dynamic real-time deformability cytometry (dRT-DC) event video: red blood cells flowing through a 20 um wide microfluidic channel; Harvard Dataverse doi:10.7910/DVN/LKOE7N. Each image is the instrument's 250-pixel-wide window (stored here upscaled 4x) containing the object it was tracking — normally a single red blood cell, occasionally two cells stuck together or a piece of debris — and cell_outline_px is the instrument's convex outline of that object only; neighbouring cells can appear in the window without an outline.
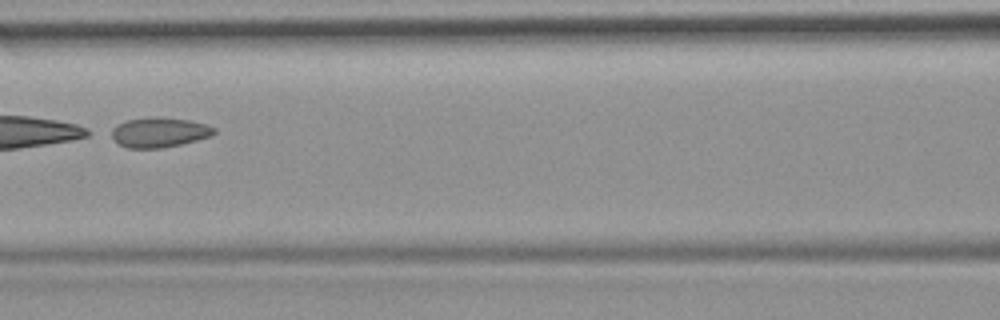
{"species": "common noctule bat (a hibernating species)", "species_latin": "Nyctalus noctula", "temperature_condition": "room temperature", "stored_images_in_passage": 9, "camera_frame_rate_fps": 3000, "um_per_image_px": 0.085, "animal": {"sex": "female", "body_mass_g": 19.9}, "frame": {"image": 1, "passage_image": 6, "time_ms": 7.0, "image_size_px": [1000, 320], "cell_outline_px": [[216, 132], [212, 136], [180, 144], [160, 148], [128, 148], [120, 144], [104, 132], [128, 120], [148, 116], [156, 116], [188, 120], [204, 124], [216, 128]], "centroid_in_image_um": [13.48, 11.24], "position_along_channel_um": 153.1, "area_um2": 18.03}}
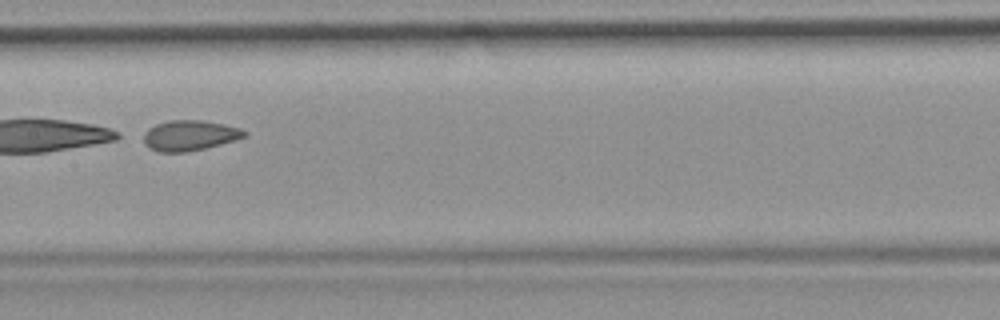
{"frame": {"image": 2, "passage_image": 7, "time_ms": 8.0, "image_size_px": [1000, 320], "cell_outline_px": [[248, 136], [236, 140], [188, 152], [160, 152], [148, 148], [144, 144], [144, 132], [148, 128], [156, 124], [168, 120], [200, 120], [224, 124], [240, 128], [248, 132]], "centroid_in_image_um": [16.12, 11.51], "position_along_channel_um": 191.3, "area_um2": 17.98}}